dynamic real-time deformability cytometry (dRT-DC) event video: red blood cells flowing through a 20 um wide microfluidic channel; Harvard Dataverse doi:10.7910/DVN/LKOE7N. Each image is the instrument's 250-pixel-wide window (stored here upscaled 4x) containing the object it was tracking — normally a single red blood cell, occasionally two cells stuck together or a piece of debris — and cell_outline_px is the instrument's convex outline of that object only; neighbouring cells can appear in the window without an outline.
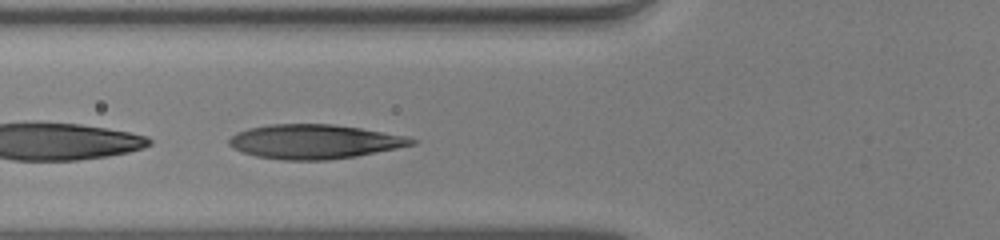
{"species": "human", "species_latin": "Homo sapiens", "temperature_condition": "warm", "stored_images_in_passage": 30, "camera_frame_rate_fps": 3000, "um_per_image_px": 0.085, "donor": {"sex": "male"}, "frame": {"image": 1, "passage_image": 5, "time_ms": 1.333, "image_size_px": [1000, 240], "cell_outline_px": [[420, 140], [416, 144], [356, 156], [328, 160], [284, 160], [256, 156], [244, 152], [228, 144], [228, 140], [236, 132], [248, 128], [268, 124], [332, 124], [360, 128], [408, 136]], "centroid_in_image_um": [26.75, 12.03], "position_along_channel_um": 99.0, "area_um2": 36.47}}
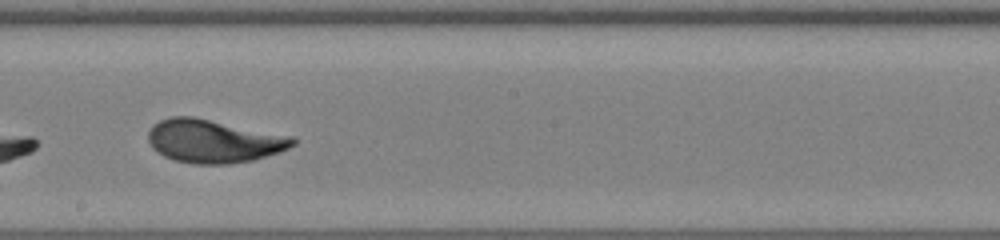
{"frame": {"image": 2, "passage_image": 15, "time_ms": 4.667, "image_size_px": [1000, 240], "cell_outline_px": [[296, 144], [280, 152], [252, 160], [228, 164], [192, 164], [176, 160], [164, 156], [156, 152], [152, 148], [148, 140], [148, 132], [152, 124], [160, 120], [172, 116], [192, 116], [296, 136]], "centroid_in_image_um": [18.17, 11.98], "position_along_channel_um": 230.0, "area_um2": 36.82}}
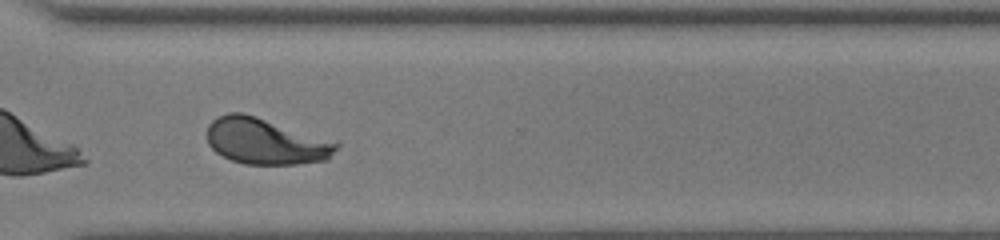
{"frame": {"image": 3, "passage_image": 24, "time_ms": 7.667, "image_size_px": [1000, 240], "cell_outline_px": [[340, 144], [328, 160], [296, 164], [244, 164], [232, 160], [216, 152], [208, 144], [208, 124], [212, 120], [228, 112], [244, 112], [336, 140]], "centroid_in_image_um": [22.63, 11.99], "position_along_channel_um": 348.0, "area_um2": 35.14}, "authors_computed_cell_mechanics": {"area_um2": 35.5181, "velocity_mm_per_s": 3.9355, "shape_relaxation_time_tau1_ms": 3.9232, "shape_relaxation_time_tau2_ms": null, "deformation_change_tau1": 0.203, "deformation_change_tau2": null}}